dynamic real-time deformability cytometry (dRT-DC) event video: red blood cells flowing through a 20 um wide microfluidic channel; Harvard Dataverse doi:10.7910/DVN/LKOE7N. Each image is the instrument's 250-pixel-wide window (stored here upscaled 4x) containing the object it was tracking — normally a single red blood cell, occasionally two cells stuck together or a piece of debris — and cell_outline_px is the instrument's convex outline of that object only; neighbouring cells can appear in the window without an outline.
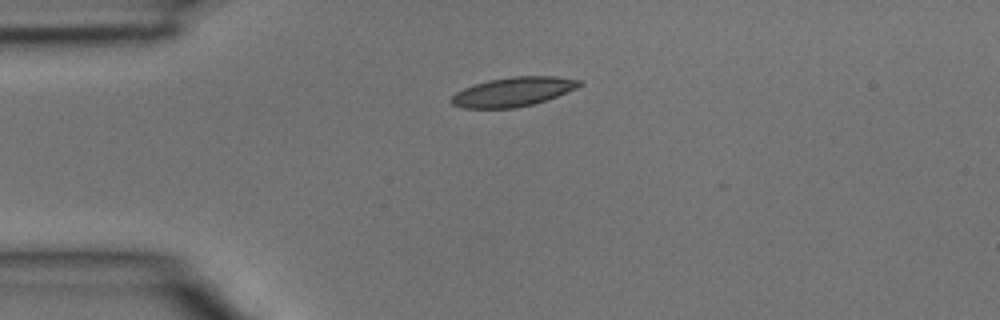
{"species": "common noctule bat (a hibernating species)", "species_latin": "Nyctalus noctula", "temperature_condition": "room temperature", "stored_images_in_passage": 3, "camera_frame_rate_fps": 3000, "um_per_image_px": 0.085, "animal": {"sex": "male", "body_mass_g": 15.6}, "frame": {"image": 1, "passage_image": 3, "time_ms": 0.667, "image_size_px": [1000, 320], "cell_outline_px": [[584, 84], [576, 88], [548, 100], [516, 108], [460, 108], [452, 104], [448, 100], [456, 92], [464, 88], [488, 80], [512, 76], [556, 76], [584, 80]], "centroid_in_image_um": [43.64, 7.8], "position_along_channel_um": 41.4, "area_um2": 22.02}}